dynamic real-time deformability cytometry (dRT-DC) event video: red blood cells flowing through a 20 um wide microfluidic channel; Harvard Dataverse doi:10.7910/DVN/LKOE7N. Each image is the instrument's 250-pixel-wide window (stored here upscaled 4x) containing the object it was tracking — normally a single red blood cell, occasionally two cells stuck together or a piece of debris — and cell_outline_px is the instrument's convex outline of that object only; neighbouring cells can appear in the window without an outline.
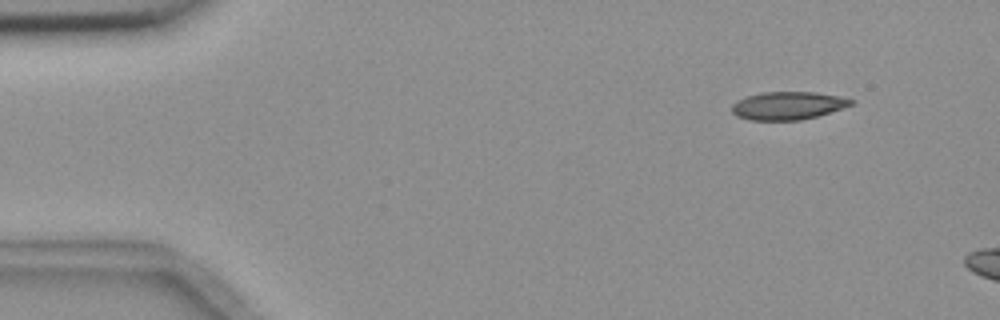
{"species": "common noctule bat (a hibernating species)", "species_latin": "Nyctalus noctula", "temperature_condition": "room temperature", "stored_images_in_passage": 5, "camera_frame_rate_fps": 3000, "um_per_image_px": 0.085, "animal": {"sex": "female", "body_mass_g": 18.4}, "frame": {"image": 1, "passage_image": 2, "time_ms": 1.0, "image_size_px": [1000, 320], "cell_outline_px": [[856, 100], [852, 104], [816, 116], [800, 120], [748, 120], [736, 116], [732, 112], [732, 104], [748, 96], [764, 92], [816, 92], [840, 96]], "centroid_in_image_um": [66.96, 8.98], "position_along_channel_um": 18.0, "area_um2": 19.19}}